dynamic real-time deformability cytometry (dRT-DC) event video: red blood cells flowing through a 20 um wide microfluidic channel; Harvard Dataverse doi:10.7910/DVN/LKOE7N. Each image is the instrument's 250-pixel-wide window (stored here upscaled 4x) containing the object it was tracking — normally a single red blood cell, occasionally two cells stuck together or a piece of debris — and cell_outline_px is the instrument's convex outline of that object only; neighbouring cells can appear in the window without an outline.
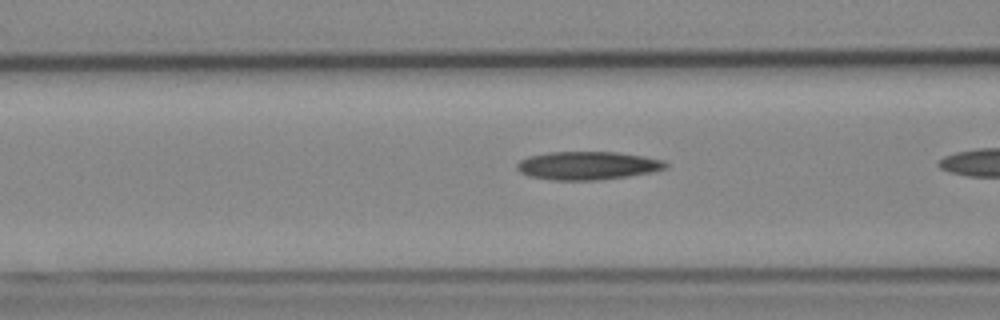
{"species": "Egyptian fruit bat (a non-hibernating species)", "species_latin": "Rousettus aegyptiacus", "temperature_condition": "cold", "stored_images_in_passage": 8, "camera_frame_rate_fps": 3000, "um_per_image_px": 0.085, "animal": {"sex": "female"}, "frame": {"image": 1, "passage_image": 6, "time_ms": 1.667, "image_size_px": [1000, 320], "cell_outline_px": [[668, 168], [652, 172], [628, 176], [596, 180], [552, 180], [528, 176], [520, 172], [516, 168], [516, 164], [520, 160], [528, 156], [548, 152], [616, 152], [644, 156], [664, 160], [668, 164]], "centroid_in_image_um": [49.94, 14.07], "position_along_channel_um": 116.7, "area_um2": 24.62}}